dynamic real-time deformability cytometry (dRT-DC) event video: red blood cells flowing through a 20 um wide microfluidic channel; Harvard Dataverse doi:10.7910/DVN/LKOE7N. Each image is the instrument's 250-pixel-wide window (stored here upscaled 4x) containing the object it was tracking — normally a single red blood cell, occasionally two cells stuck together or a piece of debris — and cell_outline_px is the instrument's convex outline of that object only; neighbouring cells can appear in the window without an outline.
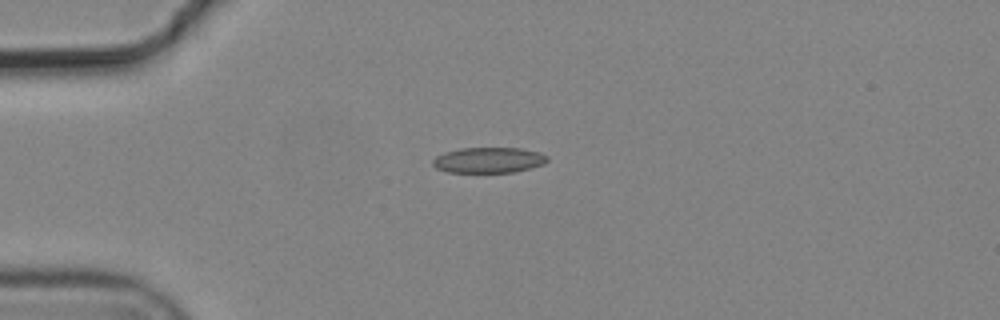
{"species": "common noctule bat (a hibernating species)", "species_latin": "Nyctalus noctula", "temperature_condition": "cold", "stored_images_in_passage": 4, "camera_frame_rate_fps": 3000, "um_per_image_px": 0.085, "animal": {"sex": "male", "body_mass_g": 19.2, "forearm_length_mm": 51.8}, "frame": {"image": 1, "passage_image": 1, "time_ms": 0.0, "image_size_px": [1000, 320], "cell_outline_px": [[548, 160], [544, 164], [512, 172], [448, 172], [436, 168], [432, 164], [432, 160], [436, 156], [444, 152], [460, 148], [520, 148], [540, 152], [548, 156]], "centroid_in_image_um": [41.52, 13.6], "position_along_channel_um": 43.5, "area_um2": 17.05}}
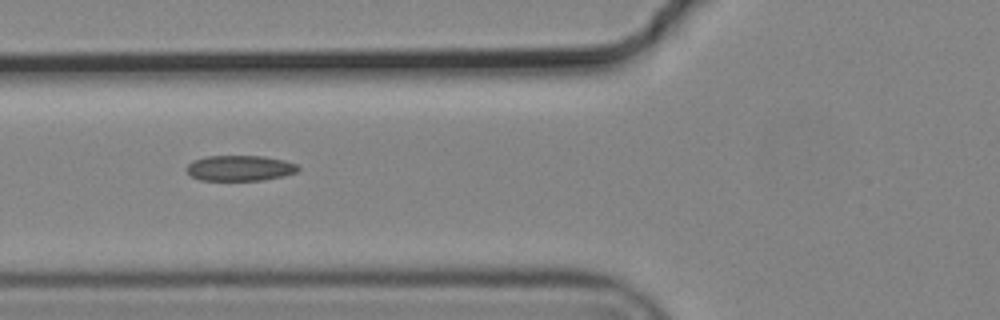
{"frame": {"image": 2, "passage_image": 3, "time_ms": 0.667, "image_size_px": [1000, 320], "cell_outline_px": [[300, 168], [296, 172], [284, 176], [264, 180], [200, 180], [192, 176], [184, 168], [192, 160], [204, 156], [264, 156], [284, 160], [296, 164]], "centroid_in_image_um": [20.37, 14.28], "position_along_channel_um": 105.4, "area_um2": 16.7}}
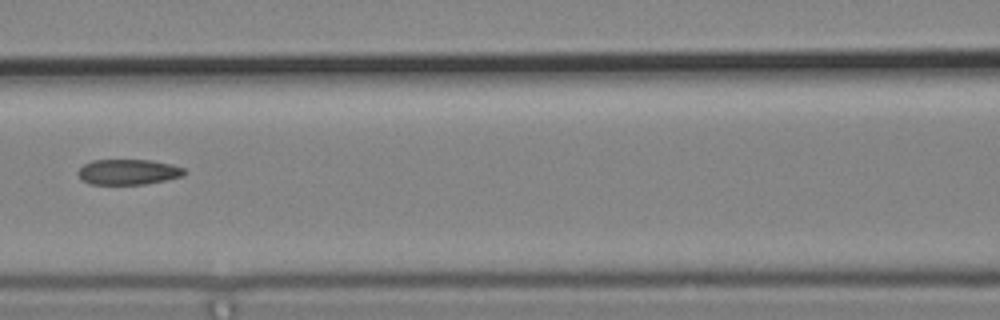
{"frame": {"image": 3, "passage_image": 4, "time_ms": 1.0, "image_size_px": [1000, 320], "cell_outline_px": [[188, 172], [184, 176], [168, 180], [144, 184], [88, 184], [76, 172], [84, 164], [92, 160], [152, 160], [172, 164], [184, 168]], "centroid_in_image_um": [10.96, 14.61], "position_along_channel_um": 155.6, "area_um2": 15.9}}